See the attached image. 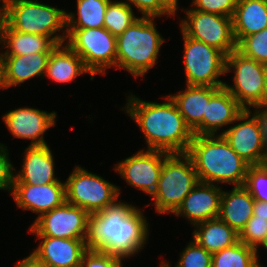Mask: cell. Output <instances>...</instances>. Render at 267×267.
<instances>
[{
  "label": "cell",
  "mask_w": 267,
  "mask_h": 267,
  "mask_svg": "<svg viewBox=\"0 0 267 267\" xmlns=\"http://www.w3.org/2000/svg\"><path fill=\"white\" fill-rule=\"evenodd\" d=\"M88 216L86 249L120 258L140 252L148 239V223L142 211L117 202Z\"/></svg>",
  "instance_id": "6da1fadb"
},
{
  "label": "cell",
  "mask_w": 267,
  "mask_h": 267,
  "mask_svg": "<svg viewBox=\"0 0 267 267\" xmlns=\"http://www.w3.org/2000/svg\"><path fill=\"white\" fill-rule=\"evenodd\" d=\"M163 98L168 102L143 101L131 94L125 107L126 113L143 132L147 149L169 154L187 153L194 134L171 97Z\"/></svg>",
  "instance_id": "7a4b0ae2"
},
{
  "label": "cell",
  "mask_w": 267,
  "mask_h": 267,
  "mask_svg": "<svg viewBox=\"0 0 267 267\" xmlns=\"http://www.w3.org/2000/svg\"><path fill=\"white\" fill-rule=\"evenodd\" d=\"M186 154L192 159L199 182L243 186L249 164L222 135H194Z\"/></svg>",
  "instance_id": "3957f363"
},
{
  "label": "cell",
  "mask_w": 267,
  "mask_h": 267,
  "mask_svg": "<svg viewBox=\"0 0 267 267\" xmlns=\"http://www.w3.org/2000/svg\"><path fill=\"white\" fill-rule=\"evenodd\" d=\"M153 17H140L116 37V67L135 78L144 76L157 62L164 38Z\"/></svg>",
  "instance_id": "277c9868"
},
{
  "label": "cell",
  "mask_w": 267,
  "mask_h": 267,
  "mask_svg": "<svg viewBox=\"0 0 267 267\" xmlns=\"http://www.w3.org/2000/svg\"><path fill=\"white\" fill-rule=\"evenodd\" d=\"M1 19L13 30L51 37L58 45L67 38L66 11L37 0H8ZM59 30L62 35H56Z\"/></svg>",
  "instance_id": "5b68a950"
},
{
  "label": "cell",
  "mask_w": 267,
  "mask_h": 267,
  "mask_svg": "<svg viewBox=\"0 0 267 267\" xmlns=\"http://www.w3.org/2000/svg\"><path fill=\"white\" fill-rule=\"evenodd\" d=\"M199 183L192 159L186 154H170L163 162L156 191L151 196L159 214L174 213Z\"/></svg>",
  "instance_id": "8992f818"
},
{
  "label": "cell",
  "mask_w": 267,
  "mask_h": 267,
  "mask_svg": "<svg viewBox=\"0 0 267 267\" xmlns=\"http://www.w3.org/2000/svg\"><path fill=\"white\" fill-rule=\"evenodd\" d=\"M67 44L84 62L93 76L106 74V69L116 67V36L104 27L67 29Z\"/></svg>",
  "instance_id": "52a82bcc"
},
{
  "label": "cell",
  "mask_w": 267,
  "mask_h": 267,
  "mask_svg": "<svg viewBox=\"0 0 267 267\" xmlns=\"http://www.w3.org/2000/svg\"><path fill=\"white\" fill-rule=\"evenodd\" d=\"M66 202L89 214L107 208L119 199L120 189L101 176L76 166L65 182Z\"/></svg>",
  "instance_id": "ba28073f"
},
{
  "label": "cell",
  "mask_w": 267,
  "mask_h": 267,
  "mask_svg": "<svg viewBox=\"0 0 267 267\" xmlns=\"http://www.w3.org/2000/svg\"><path fill=\"white\" fill-rule=\"evenodd\" d=\"M186 85L224 87L219 79L226 73V55L204 42L188 37L182 30Z\"/></svg>",
  "instance_id": "9c48e42d"
},
{
  "label": "cell",
  "mask_w": 267,
  "mask_h": 267,
  "mask_svg": "<svg viewBox=\"0 0 267 267\" xmlns=\"http://www.w3.org/2000/svg\"><path fill=\"white\" fill-rule=\"evenodd\" d=\"M232 68L235 71L234 84L230 86L225 82L224 88L244 109L264 106L266 65L243 55L236 49L226 56V73L232 71Z\"/></svg>",
  "instance_id": "30bf717a"
},
{
  "label": "cell",
  "mask_w": 267,
  "mask_h": 267,
  "mask_svg": "<svg viewBox=\"0 0 267 267\" xmlns=\"http://www.w3.org/2000/svg\"><path fill=\"white\" fill-rule=\"evenodd\" d=\"M185 12L187 20L182 19L180 27L188 37L204 42L226 56L237 49L231 17L192 8Z\"/></svg>",
  "instance_id": "8fae6325"
},
{
  "label": "cell",
  "mask_w": 267,
  "mask_h": 267,
  "mask_svg": "<svg viewBox=\"0 0 267 267\" xmlns=\"http://www.w3.org/2000/svg\"><path fill=\"white\" fill-rule=\"evenodd\" d=\"M88 216L87 211L65 201L61 206L36 218L29 232L36 236L86 239Z\"/></svg>",
  "instance_id": "7c38bea8"
},
{
  "label": "cell",
  "mask_w": 267,
  "mask_h": 267,
  "mask_svg": "<svg viewBox=\"0 0 267 267\" xmlns=\"http://www.w3.org/2000/svg\"><path fill=\"white\" fill-rule=\"evenodd\" d=\"M169 155L159 150H140L117 163L115 170L129 185L152 196L158 186L163 162Z\"/></svg>",
  "instance_id": "4fadbf2b"
},
{
  "label": "cell",
  "mask_w": 267,
  "mask_h": 267,
  "mask_svg": "<svg viewBox=\"0 0 267 267\" xmlns=\"http://www.w3.org/2000/svg\"><path fill=\"white\" fill-rule=\"evenodd\" d=\"M251 109L244 111L236 118L239 124L224 130L220 135L230 144L231 148L249 165L267 163V150L256 118ZM243 121V122H241Z\"/></svg>",
  "instance_id": "5bb4252c"
},
{
  "label": "cell",
  "mask_w": 267,
  "mask_h": 267,
  "mask_svg": "<svg viewBox=\"0 0 267 267\" xmlns=\"http://www.w3.org/2000/svg\"><path fill=\"white\" fill-rule=\"evenodd\" d=\"M55 112H45L35 108H18L5 113L4 123L15 138L31 140L29 146H44V133L55 126Z\"/></svg>",
  "instance_id": "9a60e30c"
},
{
  "label": "cell",
  "mask_w": 267,
  "mask_h": 267,
  "mask_svg": "<svg viewBox=\"0 0 267 267\" xmlns=\"http://www.w3.org/2000/svg\"><path fill=\"white\" fill-rule=\"evenodd\" d=\"M42 239L30 256L44 267H80L85 253V239L37 236Z\"/></svg>",
  "instance_id": "2e32d148"
},
{
  "label": "cell",
  "mask_w": 267,
  "mask_h": 267,
  "mask_svg": "<svg viewBox=\"0 0 267 267\" xmlns=\"http://www.w3.org/2000/svg\"><path fill=\"white\" fill-rule=\"evenodd\" d=\"M11 194L19 208L33 211L38 214L37 218L66 201L65 182L46 185L13 183Z\"/></svg>",
  "instance_id": "e0dca14e"
},
{
  "label": "cell",
  "mask_w": 267,
  "mask_h": 267,
  "mask_svg": "<svg viewBox=\"0 0 267 267\" xmlns=\"http://www.w3.org/2000/svg\"><path fill=\"white\" fill-rule=\"evenodd\" d=\"M221 196L222 189L220 186L199 182L173 214L186 217L193 226L200 222L218 218Z\"/></svg>",
  "instance_id": "ac0fdd59"
},
{
  "label": "cell",
  "mask_w": 267,
  "mask_h": 267,
  "mask_svg": "<svg viewBox=\"0 0 267 267\" xmlns=\"http://www.w3.org/2000/svg\"><path fill=\"white\" fill-rule=\"evenodd\" d=\"M186 86V90L169 96L176 104L178 111L193 134L203 135V115L206 114L207 103L221 87Z\"/></svg>",
  "instance_id": "d6986e66"
},
{
  "label": "cell",
  "mask_w": 267,
  "mask_h": 267,
  "mask_svg": "<svg viewBox=\"0 0 267 267\" xmlns=\"http://www.w3.org/2000/svg\"><path fill=\"white\" fill-rule=\"evenodd\" d=\"M25 152L21 171L15 172L14 183L46 185L61 182L55 178L53 154L48 145L28 146Z\"/></svg>",
  "instance_id": "ffe728a7"
},
{
  "label": "cell",
  "mask_w": 267,
  "mask_h": 267,
  "mask_svg": "<svg viewBox=\"0 0 267 267\" xmlns=\"http://www.w3.org/2000/svg\"><path fill=\"white\" fill-rule=\"evenodd\" d=\"M243 111L235 97L221 87L207 103L206 114L203 115V135H215L221 127L235 123Z\"/></svg>",
  "instance_id": "44dd1931"
},
{
  "label": "cell",
  "mask_w": 267,
  "mask_h": 267,
  "mask_svg": "<svg viewBox=\"0 0 267 267\" xmlns=\"http://www.w3.org/2000/svg\"><path fill=\"white\" fill-rule=\"evenodd\" d=\"M255 200L243 186H234L232 191H223L218 218L238 234L253 215Z\"/></svg>",
  "instance_id": "7402d4cb"
},
{
  "label": "cell",
  "mask_w": 267,
  "mask_h": 267,
  "mask_svg": "<svg viewBox=\"0 0 267 267\" xmlns=\"http://www.w3.org/2000/svg\"><path fill=\"white\" fill-rule=\"evenodd\" d=\"M51 52L31 53L27 55H0L5 67L7 87L20 85L27 80L45 76L47 62Z\"/></svg>",
  "instance_id": "603a6c76"
},
{
  "label": "cell",
  "mask_w": 267,
  "mask_h": 267,
  "mask_svg": "<svg viewBox=\"0 0 267 267\" xmlns=\"http://www.w3.org/2000/svg\"><path fill=\"white\" fill-rule=\"evenodd\" d=\"M232 25L237 44L245 36L267 28V0H238Z\"/></svg>",
  "instance_id": "cb8c5ba5"
},
{
  "label": "cell",
  "mask_w": 267,
  "mask_h": 267,
  "mask_svg": "<svg viewBox=\"0 0 267 267\" xmlns=\"http://www.w3.org/2000/svg\"><path fill=\"white\" fill-rule=\"evenodd\" d=\"M7 50L0 55H27L39 52H52L58 44L51 38L43 35L18 32L11 29L0 19V44Z\"/></svg>",
  "instance_id": "d4e9b609"
},
{
  "label": "cell",
  "mask_w": 267,
  "mask_h": 267,
  "mask_svg": "<svg viewBox=\"0 0 267 267\" xmlns=\"http://www.w3.org/2000/svg\"><path fill=\"white\" fill-rule=\"evenodd\" d=\"M85 73L91 75L90 79L94 78L78 54L67 44H59L49 56L45 75L55 83H68Z\"/></svg>",
  "instance_id": "484cf974"
},
{
  "label": "cell",
  "mask_w": 267,
  "mask_h": 267,
  "mask_svg": "<svg viewBox=\"0 0 267 267\" xmlns=\"http://www.w3.org/2000/svg\"><path fill=\"white\" fill-rule=\"evenodd\" d=\"M194 227L193 239L212 254L239 241V234L219 218L200 222Z\"/></svg>",
  "instance_id": "4316f807"
},
{
  "label": "cell",
  "mask_w": 267,
  "mask_h": 267,
  "mask_svg": "<svg viewBox=\"0 0 267 267\" xmlns=\"http://www.w3.org/2000/svg\"><path fill=\"white\" fill-rule=\"evenodd\" d=\"M111 0H77L75 13H66V29L101 28L104 25L106 9Z\"/></svg>",
  "instance_id": "83f0119b"
},
{
  "label": "cell",
  "mask_w": 267,
  "mask_h": 267,
  "mask_svg": "<svg viewBox=\"0 0 267 267\" xmlns=\"http://www.w3.org/2000/svg\"><path fill=\"white\" fill-rule=\"evenodd\" d=\"M257 250L247 246L240 240L212 254L211 267H258Z\"/></svg>",
  "instance_id": "f1b7e54d"
},
{
  "label": "cell",
  "mask_w": 267,
  "mask_h": 267,
  "mask_svg": "<svg viewBox=\"0 0 267 267\" xmlns=\"http://www.w3.org/2000/svg\"><path fill=\"white\" fill-rule=\"evenodd\" d=\"M137 19L132 8L125 2L111 1L106 9L103 27L117 37Z\"/></svg>",
  "instance_id": "f546056e"
},
{
  "label": "cell",
  "mask_w": 267,
  "mask_h": 267,
  "mask_svg": "<svg viewBox=\"0 0 267 267\" xmlns=\"http://www.w3.org/2000/svg\"><path fill=\"white\" fill-rule=\"evenodd\" d=\"M243 187L255 201L267 202V163L249 165Z\"/></svg>",
  "instance_id": "4dcf8cb0"
},
{
  "label": "cell",
  "mask_w": 267,
  "mask_h": 267,
  "mask_svg": "<svg viewBox=\"0 0 267 267\" xmlns=\"http://www.w3.org/2000/svg\"><path fill=\"white\" fill-rule=\"evenodd\" d=\"M237 50L243 55L267 65V28L245 36L237 44Z\"/></svg>",
  "instance_id": "1f68e13d"
},
{
  "label": "cell",
  "mask_w": 267,
  "mask_h": 267,
  "mask_svg": "<svg viewBox=\"0 0 267 267\" xmlns=\"http://www.w3.org/2000/svg\"><path fill=\"white\" fill-rule=\"evenodd\" d=\"M212 253L200 246L194 239L181 252L176 267H211ZM160 267H170L168 262H161Z\"/></svg>",
  "instance_id": "d6a6232c"
},
{
  "label": "cell",
  "mask_w": 267,
  "mask_h": 267,
  "mask_svg": "<svg viewBox=\"0 0 267 267\" xmlns=\"http://www.w3.org/2000/svg\"><path fill=\"white\" fill-rule=\"evenodd\" d=\"M267 236V219L251 217L239 233V240L258 252Z\"/></svg>",
  "instance_id": "836d02e7"
},
{
  "label": "cell",
  "mask_w": 267,
  "mask_h": 267,
  "mask_svg": "<svg viewBox=\"0 0 267 267\" xmlns=\"http://www.w3.org/2000/svg\"><path fill=\"white\" fill-rule=\"evenodd\" d=\"M238 0H193V10L214 13L231 17L234 14Z\"/></svg>",
  "instance_id": "e575fe53"
},
{
  "label": "cell",
  "mask_w": 267,
  "mask_h": 267,
  "mask_svg": "<svg viewBox=\"0 0 267 267\" xmlns=\"http://www.w3.org/2000/svg\"><path fill=\"white\" fill-rule=\"evenodd\" d=\"M121 260L123 258L87 249L82 256L80 267H122Z\"/></svg>",
  "instance_id": "d590c367"
},
{
  "label": "cell",
  "mask_w": 267,
  "mask_h": 267,
  "mask_svg": "<svg viewBox=\"0 0 267 267\" xmlns=\"http://www.w3.org/2000/svg\"><path fill=\"white\" fill-rule=\"evenodd\" d=\"M131 7L133 4L142 13V17H161L166 15L167 17L173 14L161 3L160 0H127L125 2Z\"/></svg>",
  "instance_id": "8d00e7d4"
},
{
  "label": "cell",
  "mask_w": 267,
  "mask_h": 267,
  "mask_svg": "<svg viewBox=\"0 0 267 267\" xmlns=\"http://www.w3.org/2000/svg\"><path fill=\"white\" fill-rule=\"evenodd\" d=\"M7 147L0 144V189L12 192L14 183L13 165L8 156Z\"/></svg>",
  "instance_id": "74e56055"
},
{
  "label": "cell",
  "mask_w": 267,
  "mask_h": 267,
  "mask_svg": "<svg viewBox=\"0 0 267 267\" xmlns=\"http://www.w3.org/2000/svg\"><path fill=\"white\" fill-rule=\"evenodd\" d=\"M253 116L256 118L262 135L263 144L267 150V106H254ZM263 108V109H262Z\"/></svg>",
  "instance_id": "f35d334b"
},
{
  "label": "cell",
  "mask_w": 267,
  "mask_h": 267,
  "mask_svg": "<svg viewBox=\"0 0 267 267\" xmlns=\"http://www.w3.org/2000/svg\"><path fill=\"white\" fill-rule=\"evenodd\" d=\"M252 217L267 219V202L255 201Z\"/></svg>",
  "instance_id": "ab89813d"
},
{
  "label": "cell",
  "mask_w": 267,
  "mask_h": 267,
  "mask_svg": "<svg viewBox=\"0 0 267 267\" xmlns=\"http://www.w3.org/2000/svg\"><path fill=\"white\" fill-rule=\"evenodd\" d=\"M15 267H44L42 264L36 262L30 255L22 261L16 263Z\"/></svg>",
  "instance_id": "60d3db41"
},
{
  "label": "cell",
  "mask_w": 267,
  "mask_h": 267,
  "mask_svg": "<svg viewBox=\"0 0 267 267\" xmlns=\"http://www.w3.org/2000/svg\"><path fill=\"white\" fill-rule=\"evenodd\" d=\"M161 3L173 14H176V10L178 9L177 3L178 0H160Z\"/></svg>",
  "instance_id": "b9f144b4"
},
{
  "label": "cell",
  "mask_w": 267,
  "mask_h": 267,
  "mask_svg": "<svg viewBox=\"0 0 267 267\" xmlns=\"http://www.w3.org/2000/svg\"><path fill=\"white\" fill-rule=\"evenodd\" d=\"M0 89H8L5 81V67L1 57H0Z\"/></svg>",
  "instance_id": "7bdbcfd3"
},
{
  "label": "cell",
  "mask_w": 267,
  "mask_h": 267,
  "mask_svg": "<svg viewBox=\"0 0 267 267\" xmlns=\"http://www.w3.org/2000/svg\"><path fill=\"white\" fill-rule=\"evenodd\" d=\"M264 106H267V65H266L265 77H264Z\"/></svg>",
  "instance_id": "ee69618b"
},
{
  "label": "cell",
  "mask_w": 267,
  "mask_h": 267,
  "mask_svg": "<svg viewBox=\"0 0 267 267\" xmlns=\"http://www.w3.org/2000/svg\"><path fill=\"white\" fill-rule=\"evenodd\" d=\"M0 1H2V4H3L2 7H0V19H1L6 12V6H7L8 0H0Z\"/></svg>",
  "instance_id": "f6af8a7d"
},
{
  "label": "cell",
  "mask_w": 267,
  "mask_h": 267,
  "mask_svg": "<svg viewBox=\"0 0 267 267\" xmlns=\"http://www.w3.org/2000/svg\"><path fill=\"white\" fill-rule=\"evenodd\" d=\"M261 245L265 248V250H267V236Z\"/></svg>",
  "instance_id": "bcb514c9"
}]
</instances>
